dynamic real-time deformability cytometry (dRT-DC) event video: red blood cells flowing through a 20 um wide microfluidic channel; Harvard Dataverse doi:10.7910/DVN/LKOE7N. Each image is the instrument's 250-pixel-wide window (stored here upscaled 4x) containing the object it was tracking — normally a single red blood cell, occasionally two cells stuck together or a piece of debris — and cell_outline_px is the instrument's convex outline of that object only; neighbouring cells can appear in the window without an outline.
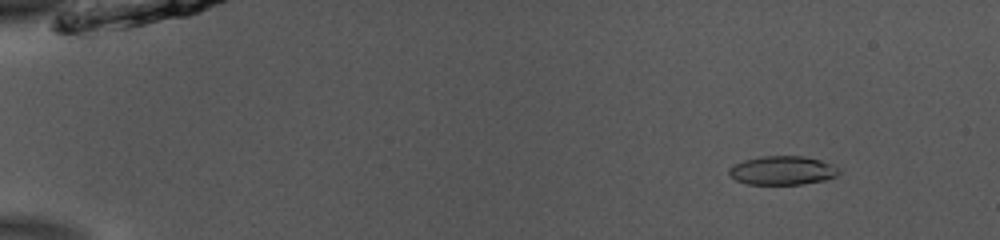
{"species": "common noctule bat (a hibernating species)", "species_latin": "Nyctalus noctula", "temperature_condition": "room temperature", "stored_images_in_passage": 54, "camera_frame_rate_fps": 3000, "um_per_image_px": 0.085, "animal": {"sex": "male", "body_mass_g": 13.0, "forearm_length_mm": 53.1}, "frame": {"image": 1, "passage_image": 7, "time_ms": 2.0, "image_size_px": [1000, 240], "cell_outline_px": [[840, 172], [836, 176], [824, 180], [804, 184], [748, 184], [736, 180], [728, 176], [728, 168], [744, 160], [764, 156], [804, 156], [820, 160], [840, 168]], "centroid_in_image_um": [66.5, 14.49], "position_along_channel_um": 18.5, "area_um2": 18.44}}
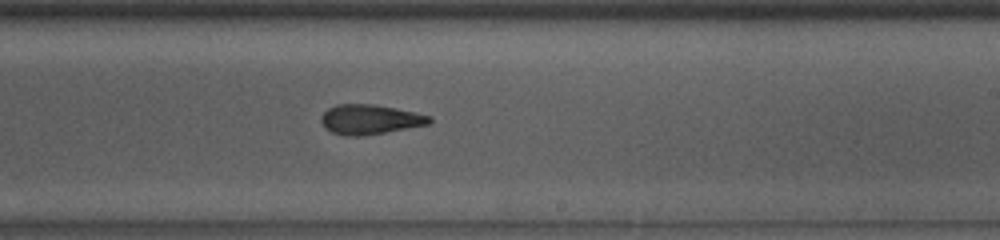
{"frame": {"image": 2, "passage_image": 34, "time_ms": 11.0, "image_size_px": [1000, 240], "cell_outline_px": [[432, 120], [428, 124], [364, 136], [348, 136], [332, 132], [324, 128], [320, 120], [320, 116], [328, 108], [336, 104], [372, 104], [396, 108], [432, 116]], "centroid_in_image_um": [31.41, 10.15], "position_along_channel_um": 257.6, "area_um2": 18.79}}
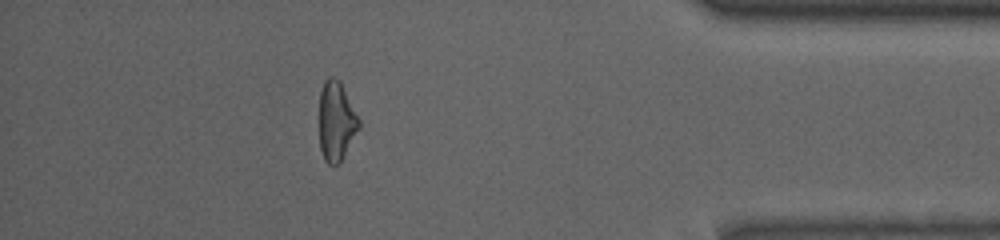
{"frame": {"image": 3, "passage_image": 48, "time_ms": 15.667, "image_size_px": [1000, 240], "cell_outline_px": [[360, 128], [340, 164], [328, 164], [324, 160], [320, 148], [320, 92], [324, 80], [328, 76], [332, 76], [340, 80], [360, 120]], "centroid_in_image_um": [28.6, 10.31], "position_along_channel_um": 406.6, "area_um2": 18.55}, "authors_computed_cell_mechanics": {"area_um2": 18.9584, "velocity_mm_per_s": 3.8906, "shape_relaxation_time_tau1_ms": 4.6043, "shape_relaxation_time_tau2_ms": 2.1882, "deformation_change_tau1": 0.145, "deformation_change_tau2": 0.1098}}